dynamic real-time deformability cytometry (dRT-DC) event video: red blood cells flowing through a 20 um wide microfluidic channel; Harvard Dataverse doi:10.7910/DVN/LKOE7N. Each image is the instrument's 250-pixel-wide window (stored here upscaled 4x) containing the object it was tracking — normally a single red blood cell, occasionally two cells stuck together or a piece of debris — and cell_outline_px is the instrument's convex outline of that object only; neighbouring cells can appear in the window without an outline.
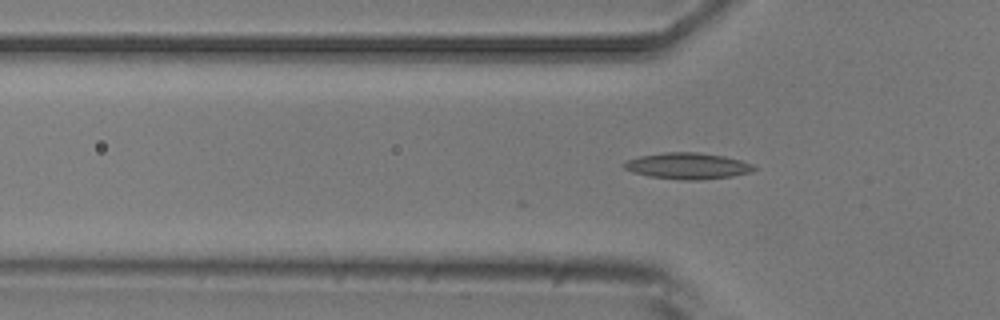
{"species": "common noctule bat (a hibernating species)", "species_latin": "Nyctalus noctula", "temperature_condition": "room temperature", "stored_images_in_passage": 5, "camera_frame_rate_fps": 3000, "um_per_image_px": 0.085, "animal": {"sex": "male", "body_mass_g": 20.5, "forearm_length_mm": 52.5}, "frame": {"image": 1, "passage_image": 4, "time_ms": 5.0, "image_size_px": [1000, 320], "cell_outline_px": [[756, 168], [752, 172], [732, 176], [700, 180], [680, 180], [648, 176], [632, 172], [624, 168], [624, 164], [628, 160], [640, 156], [664, 152], [696, 152], [724, 156], [740, 160], [752, 164]], "centroid_in_image_um": [58.46, 14.11], "position_along_channel_um": 67.3, "area_um2": 19.83}}
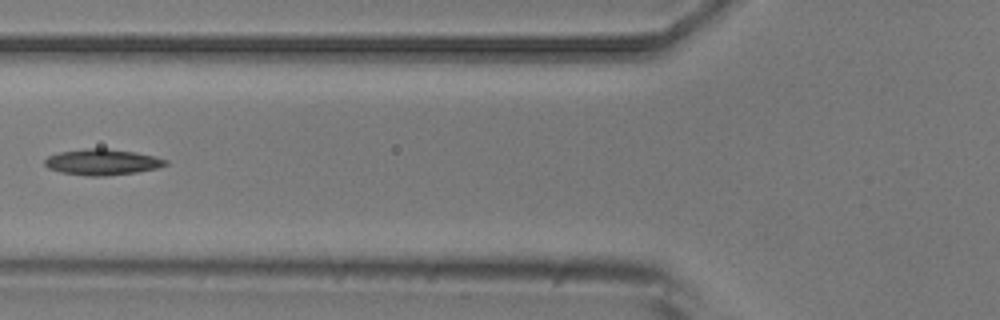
{"frame": {"image": 2, "passage_image": 5, "time_ms": 6.333, "image_size_px": [1000, 320], "cell_outline_px": [[168, 164], [156, 168], [136, 172], [104, 176], [88, 176], [60, 172], [48, 168], [44, 164], [44, 160], [48, 156], [60, 152], [88, 148], [104, 148], [132, 152], [152, 156], [168, 160]], "centroid_in_image_um": [8.65, 13.78], "position_along_channel_um": 117.1, "area_um2": 18.03}}